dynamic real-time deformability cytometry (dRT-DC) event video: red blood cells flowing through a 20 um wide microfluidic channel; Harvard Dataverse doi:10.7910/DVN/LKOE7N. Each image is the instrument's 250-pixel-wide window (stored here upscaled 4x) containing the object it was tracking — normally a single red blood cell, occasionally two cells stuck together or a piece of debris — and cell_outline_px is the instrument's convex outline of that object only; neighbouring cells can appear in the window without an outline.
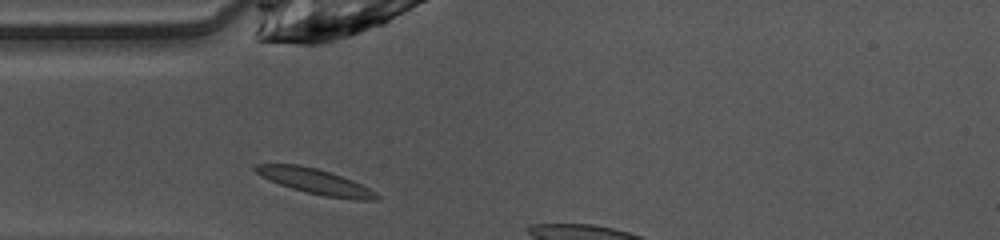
{"species": "common noctule bat (a hibernating species)", "species_latin": "Nyctalus noctula", "temperature_condition": "warm", "stored_images_in_passage": 4, "camera_frame_rate_fps": 3000, "um_per_image_px": 0.085, "animal": {"sex": "female", "body_mass_g": 10.0, "forearm_length_mm": 53.1}, "frame": {"image": 1, "passage_image": 1, "time_ms": 0.0, "image_size_px": [1000, 240], "cell_outline_px": [[380, 200], [356, 200], [324, 196], [292, 188], [268, 180], [260, 176], [252, 168], [256, 164], [300, 164], [316, 168], [352, 180], [376, 192], [380, 196]], "centroid_in_image_um": [26.79, 15.42], "position_along_channel_um": 58.2, "area_um2": 17.74}}